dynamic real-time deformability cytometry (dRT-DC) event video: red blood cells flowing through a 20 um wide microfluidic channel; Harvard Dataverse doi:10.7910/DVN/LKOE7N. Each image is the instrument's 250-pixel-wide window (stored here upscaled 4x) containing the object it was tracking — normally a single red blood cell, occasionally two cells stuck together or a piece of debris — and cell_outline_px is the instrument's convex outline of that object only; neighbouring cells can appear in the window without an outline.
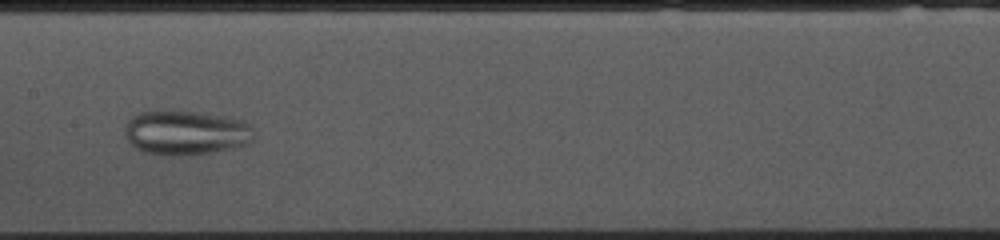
{"species": "common noctule bat (a hibernating species)", "species_latin": "Nyctalus noctula", "temperature_condition": "cold", "stored_images_in_passage": 53, "camera_frame_rate_fps": 3000, "um_per_image_px": 0.085, "animal": {"sex": "female", "body_mass_g": 10.0, "forearm_length_mm": 53.1}, "frame": {"image": 1, "passage_image": 25, "time_ms": 8.0, "image_size_px": [1000, 240], "cell_outline_px": [[252, 140], [248, 144], [232, 148], [208, 152], [180, 156], [164, 156], [144, 152], [136, 148], [128, 140], [124, 128], [128, 120], [132, 116], [140, 112], [164, 108], [196, 112], [220, 116], [240, 120], [248, 124], [252, 128]], "centroid_in_image_um": [15.72, 11.26], "position_along_channel_um": 191.7, "area_um2": 33.7}}
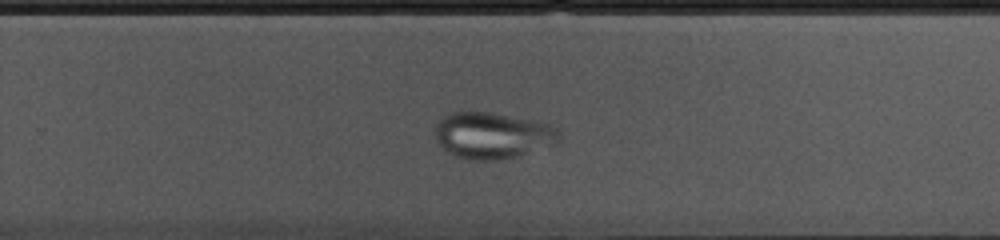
{"frame": {"image": 2, "passage_image": 33, "time_ms": 10.667, "image_size_px": [1000, 240], "cell_outline_px": [[560, 140], [556, 144], [516, 156], [500, 160], [468, 160], [456, 156], [448, 152], [436, 140], [436, 124], [444, 116], [452, 112], [488, 112], [532, 120], [548, 124], [556, 128], [560, 136]], "centroid_in_image_um": [41.86, 11.52], "position_along_channel_um": 287.9, "area_um2": 33.23}}
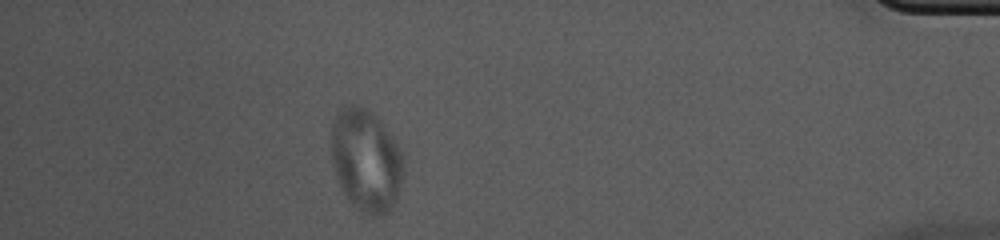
{"frame": {"image": 3, "passage_image": 47, "time_ms": 15.333, "image_size_px": [1000, 240], "cell_outline_px": [[404, 168], [396, 204], [388, 212], [380, 216], [368, 216], [360, 212], [348, 200], [336, 180], [332, 164], [332, 120], [336, 112], [340, 108], [348, 104], [364, 104], [380, 120], [392, 136], [400, 148], [404, 156]], "centroid_in_image_um": [31.11, 13.62], "position_along_channel_um": 404.1, "area_um2": 44.22}}